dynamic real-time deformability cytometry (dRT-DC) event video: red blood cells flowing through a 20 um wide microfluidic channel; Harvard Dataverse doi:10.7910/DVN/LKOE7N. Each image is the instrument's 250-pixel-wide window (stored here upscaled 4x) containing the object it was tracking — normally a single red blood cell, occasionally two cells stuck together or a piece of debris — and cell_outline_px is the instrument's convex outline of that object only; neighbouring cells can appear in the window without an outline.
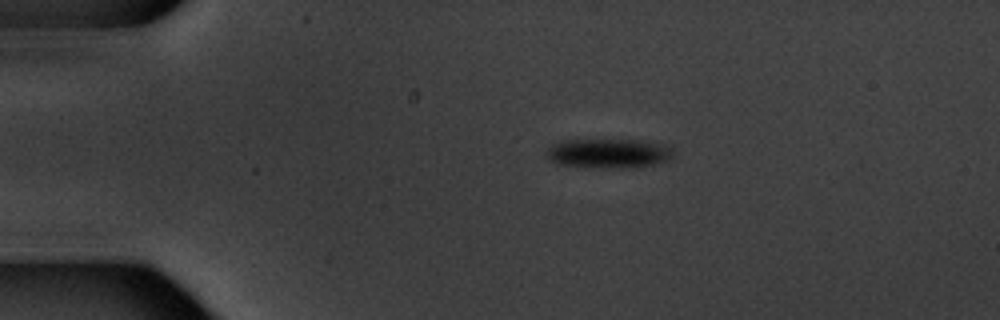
{"species": "common noctule bat (a hibernating species)", "species_latin": "Nyctalus noctula", "temperature_condition": "warm", "stored_images_in_passage": 5, "camera_frame_rate_fps": 3000, "um_per_image_px": 0.085, "animal": {"sex": "male", "body_mass_g": 20.1, "forearm_length_mm": 53.5}, "frame": {"image": 1, "passage_image": 1, "time_ms": 0.0, "image_size_px": [1000, 320], "cell_outline_px": [[672, 156], [668, 160], [656, 164], [616, 168], [600, 168], [556, 164], [548, 160], [548, 148], [552, 144], [560, 140], [636, 140], [664, 144], [672, 148]], "centroid_in_image_um": [51.69, 13.03], "position_along_channel_um": 33.3, "area_um2": 21.68}}
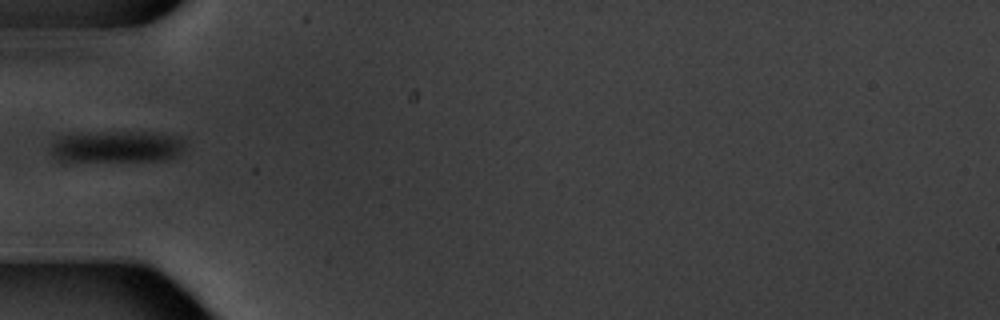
{"frame": {"image": 2, "passage_image": 3, "time_ms": 2.667, "image_size_px": [1000, 320], "cell_outline_px": [[184, 144], [180, 152], [176, 156], [168, 160], [56, 160], [48, 152], [52, 144], [56, 140], [64, 136], [80, 132], [152, 132], [180, 136], [184, 140]], "centroid_in_image_um": [9.93, 12.45], "position_along_channel_um": 75.1, "area_um2": 24.74}}